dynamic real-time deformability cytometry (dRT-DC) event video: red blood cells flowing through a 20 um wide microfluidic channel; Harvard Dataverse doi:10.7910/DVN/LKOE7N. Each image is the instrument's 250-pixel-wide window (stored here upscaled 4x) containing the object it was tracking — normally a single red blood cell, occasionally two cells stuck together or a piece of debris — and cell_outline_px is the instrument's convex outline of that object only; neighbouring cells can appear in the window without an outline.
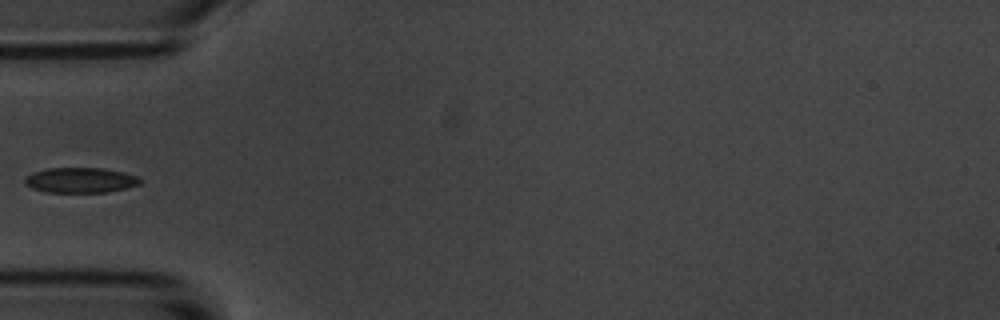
{"species": "common noctule bat (a hibernating species)", "species_latin": "Nyctalus noctula", "temperature_condition": "room temperature", "stored_images_in_passage": 6, "camera_frame_rate_fps": 3000, "um_per_image_px": 0.085, "animal": {"sex": "male", "body_mass_g": 20.1, "forearm_length_mm": 53.5}, "frame": {"image": 1, "passage_image": 6, "time_ms": 5.667, "image_size_px": [1000, 320], "cell_outline_px": [[144, 180], [140, 184], [108, 192], [48, 192], [32, 188], [24, 184], [24, 180], [28, 176], [36, 172], [48, 168], [100, 168], [124, 172], [136, 176]], "centroid_in_image_um": [6.87, 15.32], "position_along_channel_um": 78.1, "area_um2": 16.76}}